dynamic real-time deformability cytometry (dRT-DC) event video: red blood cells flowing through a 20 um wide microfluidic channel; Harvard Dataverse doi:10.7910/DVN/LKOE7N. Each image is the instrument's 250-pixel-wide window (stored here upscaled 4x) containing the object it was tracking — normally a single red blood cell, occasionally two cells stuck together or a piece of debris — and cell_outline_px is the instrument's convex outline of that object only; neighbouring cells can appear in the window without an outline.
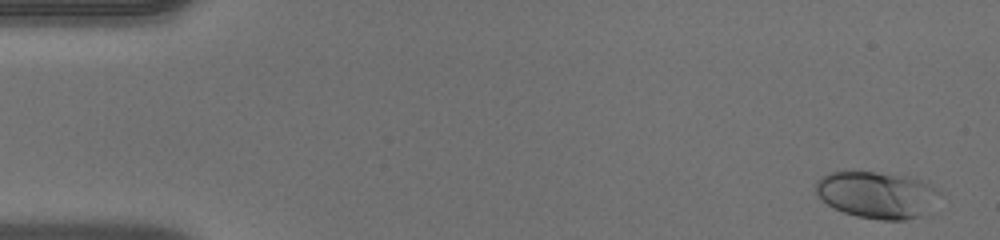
{"species": "human", "species_latin": "Homo sapiens", "temperature_condition": "warm", "stored_images_in_passage": 47, "camera_frame_rate_fps": 3000, "um_per_image_px": 0.085, "donor": {"sex": "male"}, "frame": {"image": 1, "passage_image": 2, "time_ms": 0.333, "image_size_px": [1000, 240], "cell_outline_px": [[940, 192], [916, 216], [904, 220], [884, 220], [856, 216], [844, 212], [828, 204], [816, 196], [816, 180], [820, 176], [828, 172], [876, 172], [908, 176], [920, 180], [936, 188]], "centroid_in_image_um": [74.4, 16.52], "position_along_channel_um": 10.6, "area_um2": 32.83}}
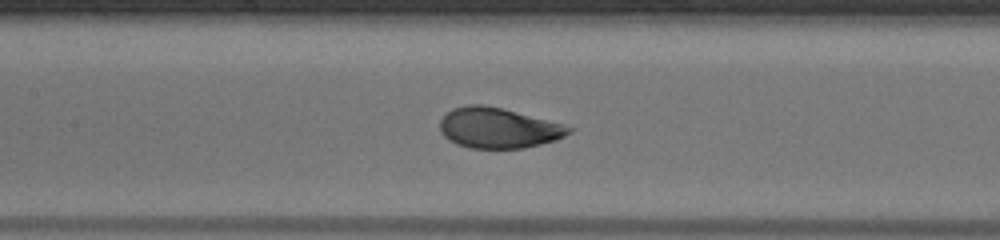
{"frame": {"image": 2, "passage_image": 22, "time_ms": 7.0, "image_size_px": [1000, 240], "cell_outline_px": [[576, 128], [572, 132], [556, 140], [524, 148], [468, 148], [456, 144], [448, 140], [440, 132], [440, 120], [452, 108], [468, 104], [484, 104], [504, 108], [564, 124]], "centroid_in_image_um": [42.37, 10.87], "position_along_channel_um": 165.0, "area_um2": 30.69}}
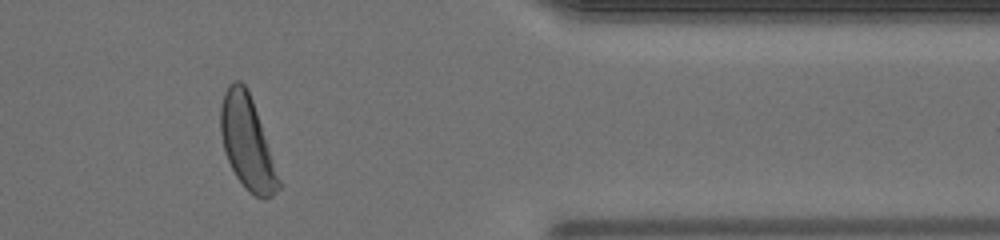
{"frame": {"image": 3, "passage_image": 39, "time_ms": 12.667, "image_size_px": [1000, 240], "cell_outline_px": [[280, 188], [272, 196], [256, 196], [248, 192], [244, 188], [236, 176], [228, 160], [224, 148], [220, 132], [220, 104], [224, 92], [228, 84], [236, 80], [240, 80], [248, 88], [280, 180]], "centroid_in_image_um": [20.97, 12.09], "position_along_channel_um": 390.4, "area_um2": 30.92}}